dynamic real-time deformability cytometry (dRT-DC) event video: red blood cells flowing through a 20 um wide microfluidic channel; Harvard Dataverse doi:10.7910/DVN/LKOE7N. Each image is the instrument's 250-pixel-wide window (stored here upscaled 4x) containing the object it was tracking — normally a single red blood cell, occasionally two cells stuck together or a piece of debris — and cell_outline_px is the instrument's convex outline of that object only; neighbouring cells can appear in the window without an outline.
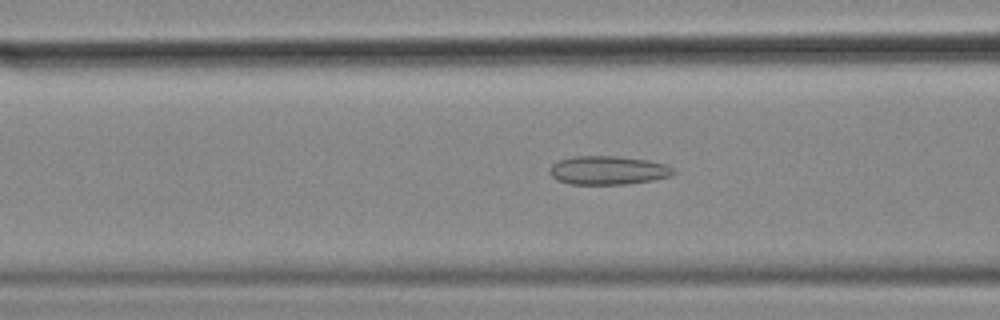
{"species": "common noctule bat (a hibernating species)", "species_latin": "Nyctalus noctula", "temperature_condition": "cold", "stored_images_in_passage": 47, "camera_frame_rate_fps": 3000, "um_per_image_px": 0.085, "animal": {"sex": "female", "body_mass_g": 18.4}, "frame": {"image": 1, "passage_image": 12, "time_ms": 3.667, "image_size_px": [1000, 320], "cell_outline_px": [[676, 172], [668, 176], [652, 180], [628, 184], [572, 184], [556, 180], [548, 172], [548, 168], [552, 164], [560, 160], [572, 156], [620, 156], [648, 160], [664, 164], [676, 168]], "centroid_in_image_um": [51.67, 14.47], "position_along_channel_um": 114.9, "area_um2": 20.81}}
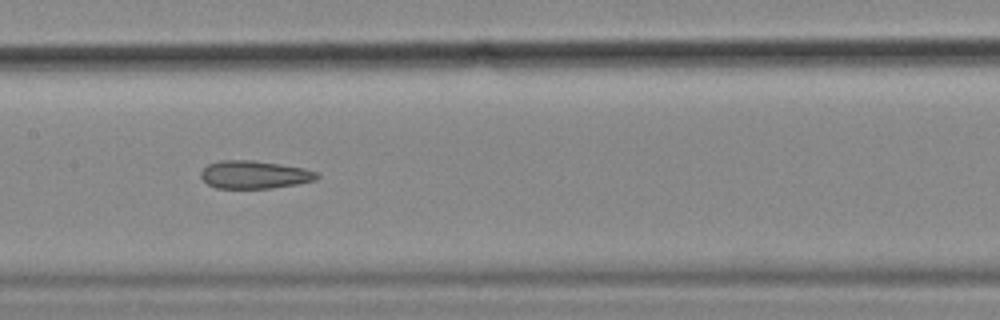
{"frame": {"image": 2, "passage_image": 18, "time_ms": 5.667, "image_size_px": [1000, 320], "cell_outline_px": [[320, 176], [316, 180], [296, 184], [268, 188], [216, 188], [208, 184], [200, 176], [200, 172], [208, 164], [220, 160], [252, 160], [280, 164], [304, 168], [316, 172]], "centroid_in_image_um": [21.61, 14.84], "position_along_channel_um": 185.8, "area_um2": 18.79}}
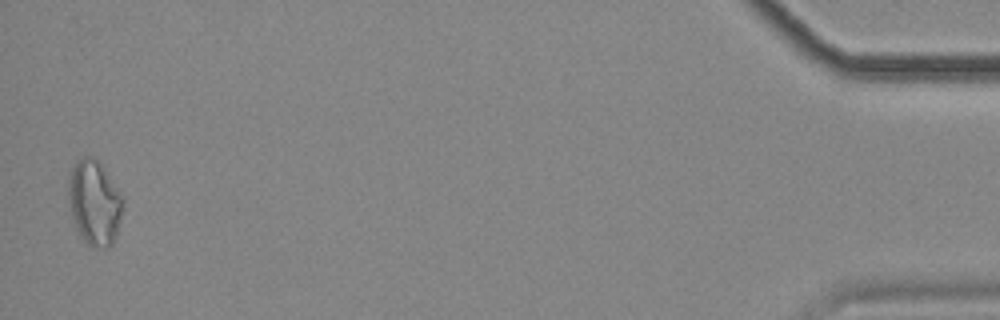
{"frame": {"image": 3, "passage_image": 46, "time_ms": 15.0, "image_size_px": [1000, 320], "cell_outline_px": [[124, 200], [116, 232], [112, 244], [108, 248], [104, 248], [88, 244], [80, 236], [76, 228], [72, 216], [68, 200], [68, 176], [76, 160], [84, 156], [92, 156], [104, 168], [124, 196]], "centroid_in_image_um": [8.01, 17.18], "position_along_channel_um": 427.2, "area_um2": 26.88}, "authors_computed_cell_mechanics": {"area_um2": 19.8832, "velocity_mm_per_s": 3.5447, "shape_relaxation_time_tau1_ms": null, "shape_relaxation_time_tau2_ms": 4.5122, "deformation_change_tau1": null, "deformation_change_tau2": 0.1407}}